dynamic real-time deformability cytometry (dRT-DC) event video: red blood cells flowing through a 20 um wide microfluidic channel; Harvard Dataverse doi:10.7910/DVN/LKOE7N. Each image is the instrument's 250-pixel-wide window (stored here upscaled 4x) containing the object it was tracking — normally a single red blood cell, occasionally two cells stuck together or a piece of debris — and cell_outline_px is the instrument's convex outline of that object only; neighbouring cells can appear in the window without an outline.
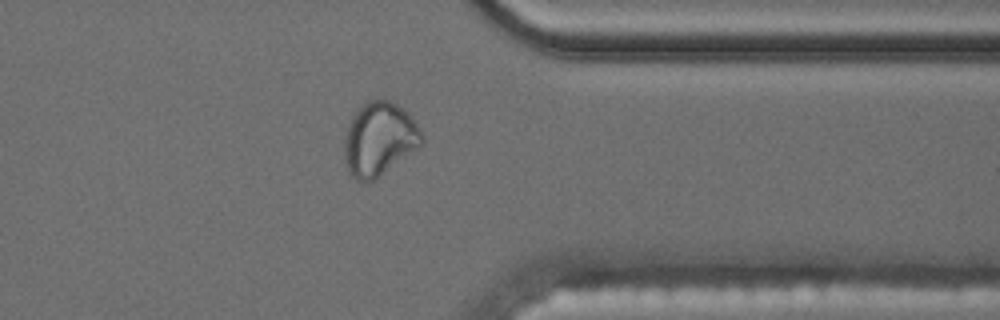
{"species": "common noctule bat (a hibernating species)", "species_latin": "Nyctalus noctula", "temperature_condition": "cold", "stored_images_in_passage": 42, "camera_frame_rate_fps": 3000, "um_per_image_px": 0.085, "animal": {"sex": "male", "body_mass_g": 17.5, "forearm_length_mm": 52.3}, "frame": {"image": 1, "passage_image": 30, "time_ms": 9.667, "image_size_px": [1000, 320], "cell_outline_px": [[424, 140], [416, 148], [372, 180], [356, 180], [352, 176], [344, 160], [344, 136], [348, 124], [352, 116], [368, 100], [376, 96], [388, 100], [396, 104], [408, 112], [424, 136]], "centroid_in_image_um": [32.2, 11.75], "position_along_channel_um": 379.2, "area_um2": 32.66}}